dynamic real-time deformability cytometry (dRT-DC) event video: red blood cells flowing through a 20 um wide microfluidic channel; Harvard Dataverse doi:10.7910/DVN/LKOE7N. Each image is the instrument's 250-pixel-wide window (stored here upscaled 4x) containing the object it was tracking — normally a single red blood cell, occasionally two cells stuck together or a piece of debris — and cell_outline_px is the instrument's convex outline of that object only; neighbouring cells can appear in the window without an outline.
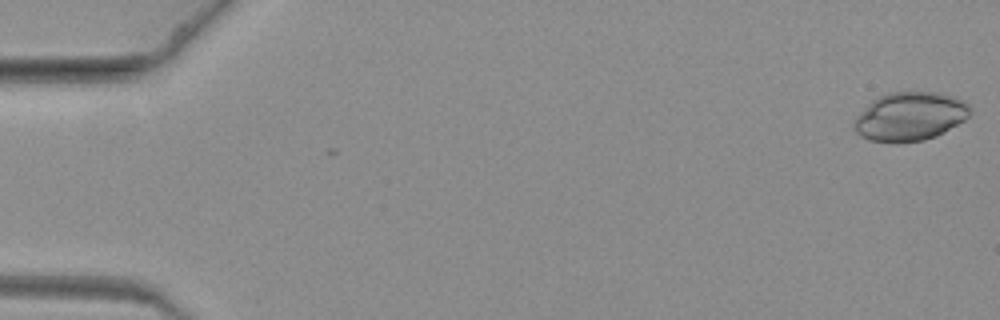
{"species": "common noctule bat (a hibernating species)", "species_latin": "Nyctalus noctula", "temperature_condition": "warm", "stored_images_in_passage": 6, "camera_frame_rate_fps": 3000, "um_per_image_px": 0.085, "animal": {"sex": "female", "body_mass_g": 19.3, "forearm_length_mm": 54.1}, "frame": {"image": 1, "passage_image": 1, "time_ms": 0.0, "image_size_px": [1000, 320], "cell_outline_px": [[972, 112], [964, 120], [944, 132], [936, 136], [924, 140], [868, 140], [860, 136], [852, 128], [852, 120], [872, 100], [888, 92], [936, 92], [956, 96], [964, 100], [968, 104]], "centroid_in_image_um": [77.35, 9.86], "position_along_channel_um": 7.7, "area_um2": 32.66}}